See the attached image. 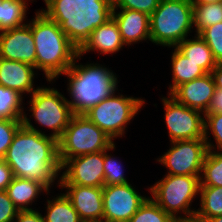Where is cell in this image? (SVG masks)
Instances as JSON below:
<instances>
[{"mask_svg":"<svg viewBox=\"0 0 222 222\" xmlns=\"http://www.w3.org/2000/svg\"><path fill=\"white\" fill-rule=\"evenodd\" d=\"M0 32V58L27 63L36 68L31 23Z\"/></svg>","mask_w":222,"mask_h":222,"instance_id":"cell-14","label":"cell"},{"mask_svg":"<svg viewBox=\"0 0 222 222\" xmlns=\"http://www.w3.org/2000/svg\"><path fill=\"white\" fill-rule=\"evenodd\" d=\"M173 85L169 95L179 86L207 74L196 63L186 58L176 47L172 54Z\"/></svg>","mask_w":222,"mask_h":222,"instance_id":"cell-22","label":"cell"},{"mask_svg":"<svg viewBox=\"0 0 222 222\" xmlns=\"http://www.w3.org/2000/svg\"><path fill=\"white\" fill-rule=\"evenodd\" d=\"M22 96L17 91L0 85V119L22 120Z\"/></svg>","mask_w":222,"mask_h":222,"instance_id":"cell-27","label":"cell"},{"mask_svg":"<svg viewBox=\"0 0 222 222\" xmlns=\"http://www.w3.org/2000/svg\"><path fill=\"white\" fill-rule=\"evenodd\" d=\"M174 222H203V221H199L195 218H192V219H176L174 220Z\"/></svg>","mask_w":222,"mask_h":222,"instance_id":"cell-41","label":"cell"},{"mask_svg":"<svg viewBox=\"0 0 222 222\" xmlns=\"http://www.w3.org/2000/svg\"><path fill=\"white\" fill-rule=\"evenodd\" d=\"M222 113V89L216 88L207 111L203 114Z\"/></svg>","mask_w":222,"mask_h":222,"instance_id":"cell-38","label":"cell"},{"mask_svg":"<svg viewBox=\"0 0 222 222\" xmlns=\"http://www.w3.org/2000/svg\"><path fill=\"white\" fill-rule=\"evenodd\" d=\"M22 120L0 119V159H4Z\"/></svg>","mask_w":222,"mask_h":222,"instance_id":"cell-32","label":"cell"},{"mask_svg":"<svg viewBox=\"0 0 222 222\" xmlns=\"http://www.w3.org/2000/svg\"><path fill=\"white\" fill-rule=\"evenodd\" d=\"M35 67L30 64L0 58V85L11 88L22 95L34 93L33 79Z\"/></svg>","mask_w":222,"mask_h":222,"instance_id":"cell-18","label":"cell"},{"mask_svg":"<svg viewBox=\"0 0 222 222\" xmlns=\"http://www.w3.org/2000/svg\"><path fill=\"white\" fill-rule=\"evenodd\" d=\"M69 189L65 196L70 200L81 221L103 220V193L101 187L60 185Z\"/></svg>","mask_w":222,"mask_h":222,"instance_id":"cell-16","label":"cell"},{"mask_svg":"<svg viewBox=\"0 0 222 222\" xmlns=\"http://www.w3.org/2000/svg\"><path fill=\"white\" fill-rule=\"evenodd\" d=\"M113 92L101 102L91 107L83 115L96 124L111 140L124 133L126 124L134 118L145 102L142 99L114 96ZM125 126V127H124Z\"/></svg>","mask_w":222,"mask_h":222,"instance_id":"cell-8","label":"cell"},{"mask_svg":"<svg viewBox=\"0 0 222 222\" xmlns=\"http://www.w3.org/2000/svg\"><path fill=\"white\" fill-rule=\"evenodd\" d=\"M128 222H174V219L148 198Z\"/></svg>","mask_w":222,"mask_h":222,"instance_id":"cell-29","label":"cell"},{"mask_svg":"<svg viewBox=\"0 0 222 222\" xmlns=\"http://www.w3.org/2000/svg\"><path fill=\"white\" fill-rule=\"evenodd\" d=\"M18 212L6 190L0 191V222H13Z\"/></svg>","mask_w":222,"mask_h":222,"instance_id":"cell-35","label":"cell"},{"mask_svg":"<svg viewBox=\"0 0 222 222\" xmlns=\"http://www.w3.org/2000/svg\"><path fill=\"white\" fill-rule=\"evenodd\" d=\"M201 207L196 211L195 219L207 222L215 216H222V187L200 186Z\"/></svg>","mask_w":222,"mask_h":222,"instance_id":"cell-23","label":"cell"},{"mask_svg":"<svg viewBox=\"0 0 222 222\" xmlns=\"http://www.w3.org/2000/svg\"><path fill=\"white\" fill-rule=\"evenodd\" d=\"M26 9L25 0H0V31L26 25Z\"/></svg>","mask_w":222,"mask_h":222,"instance_id":"cell-24","label":"cell"},{"mask_svg":"<svg viewBox=\"0 0 222 222\" xmlns=\"http://www.w3.org/2000/svg\"><path fill=\"white\" fill-rule=\"evenodd\" d=\"M199 35L206 41L217 63H222V22L203 29Z\"/></svg>","mask_w":222,"mask_h":222,"instance_id":"cell-30","label":"cell"},{"mask_svg":"<svg viewBox=\"0 0 222 222\" xmlns=\"http://www.w3.org/2000/svg\"><path fill=\"white\" fill-rule=\"evenodd\" d=\"M222 22V2L193 4V24L199 34L203 29Z\"/></svg>","mask_w":222,"mask_h":222,"instance_id":"cell-26","label":"cell"},{"mask_svg":"<svg viewBox=\"0 0 222 222\" xmlns=\"http://www.w3.org/2000/svg\"><path fill=\"white\" fill-rule=\"evenodd\" d=\"M81 222H105L103 220H96V221H81Z\"/></svg>","mask_w":222,"mask_h":222,"instance_id":"cell-43","label":"cell"},{"mask_svg":"<svg viewBox=\"0 0 222 222\" xmlns=\"http://www.w3.org/2000/svg\"><path fill=\"white\" fill-rule=\"evenodd\" d=\"M169 99L162 98V101L171 142L204 139L205 119L201 117V111L180 104L171 96Z\"/></svg>","mask_w":222,"mask_h":222,"instance_id":"cell-11","label":"cell"},{"mask_svg":"<svg viewBox=\"0 0 222 222\" xmlns=\"http://www.w3.org/2000/svg\"><path fill=\"white\" fill-rule=\"evenodd\" d=\"M24 114L22 126L14 135L4 160L14 177L42 183L48 190L62 166L58 156V141L32 126Z\"/></svg>","mask_w":222,"mask_h":222,"instance_id":"cell-1","label":"cell"},{"mask_svg":"<svg viewBox=\"0 0 222 222\" xmlns=\"http://www.w3.org/2000/svg\"><path fill=\"white\" fill-rule=\"evenodd\" d=\"M113 141L83 114H74L58 140L61 166L70 158L113 150Z\"/></svg>","mask_w":222,"mask_h":222,"instance_id":"cell-6","label":"cell"},{"mask_svg":"<svg viewBox=\"0 0 222 222\" xmlns=\"http://www.w3.org/2000/svg\"><path fill=\"white\" fill-rule=\"evenodd\" d=\"M15 218L16 222H45L44 217L33 209L19 210Z\"/></svg>","mask_w":222,"mask_h":222,"instance_id":"cell-37","label":"cell"},{"mask_svg":"<svg viewBox=\"0 0 222 222\" xmlns=\"http://www.w3.org/2000/svg\"><path fill=\"white\" fill-rule=\"evenodd\" d=\"M116 14L112 10V18L118 25L124 44H131L140 40H150V16L144 12L120 9Z\"/></svg>","mask_w":222,"mask_h":222,"instance_id":"cell-17","label":"cell"},{"mask_svg":"<svg viewBox=\"0 0 222 222\" xmlns=\"http://www.w3.org/2000/svg\"><path fill=\"white\" fill-rule=\"evenodd\" d=\"M31 31L36 48V69L43 70L52 81L64 74L80 58L79 49L69 40L60 26L43 12H36Z\"/></svg>","mask_w":222,"mask_h":222,"instance_id":"cell-3","label":"cell"},{"mask_svg":"<svg viewBox=\"0 0 222 222\" xmlns=\"http://www.w3.org/2000/svg\"><path fill=\"white\" fill-rule=\"evenodd\" d=\"M14 179L13 171L4 159H0V191L6 190Z\"/></svg>","mask_w":222,"mask_h":222,"instance_id":"cell-36","label":"cell"},{"mask_svg":"<svg viewBox=\"0 0 222 222\" xmlns=\"http://www.w3.org/2000/svg\"><path fill=\"white\" fill-rule=\"evenodd\" d=\"M192 4H213L222 2V0H191Z\"/></svg>","mask_w":222,"mask_h":222,"instance_id":"cell-40","label":"cell"},{"mask_svg":"<svg viewBox=\"0 0 222 222\" xmlns=\"http://www.w3.org/2000/svg\"><path fill=\"white\" fill-rule=\"evenodd\" d=\"M193 25L191 0H160L150 15V41L163 46H177L186 39Z\"/></svg>","mask_w":222,"mask_h":222,"instance_id":"cell-5","label":"cell"},{"mask_svg":"<svg viewBox=\"0 0 222 222\" xmlns=\"http://www.w3.org/2000/svg\"><path fill=\"white\" fill-rule=\"evenodd\" d=\"M207 222H222V216L212 217Z\"/></svg>","mask_w":222,"mask_h":222,"instance_id":"cell-42","label":"cell"},{"mask_svg":"<svg viewBox=\"0 0 222 222\" xmlns=\"http://www.w3.org/2000/svg\"><path fill=\"white\" fill-rule=\"evenodd\" d=\"M102 193L105 222H128L148 199L139 195L129 183L104 186Z\"/></svg>","mask_w":222,"mask_h":222,"instance_id":"cell-12","label":"cell"},{"mask_svg":"<svg viewBox=\"0 0 222 222\" xmlns=\"http://www.w3.org/2000/svg\"><path fill=\"white\" fill-rule=\"evenodd\" d=\"M113 9H130L140 11L149 16L158 7L160 0H111Z\"/></svg>","mask_w":222,"mask_h":222,"instance_id":"cell-34","label":"cell"},{"mask_svg":"<svg viewBox=\"0 0 222 222\" xmlns=\"http://www.w3.org/2000/svg\"><path fill=\"white\" fill-rule=\"evenodd\" d=\"M215 82L211 73L179 85L170 96L189 108L206 112L215 93ZM203 110V111H202Z\"/></svg>","mask_w":222,"mask_h":222,"instance_id":"cell-15","label":"cell"},{"mask_svg":"<svg viewBox=\"0 0 222 222\" xmlns=\"http://www.w3.org/2000/svg\"><path fill=\"white\" fill-rule=\"evenodd\" d=\"M205 118V141L208 147V150H212L213 146L208 141L207 130H211L214 138L216 140V144L218 149H222V113H215V114H204Z\"/></svg>","mask_w":222,"mask_h":222,"instance_id":"cell-33","label":"cell"},{"mask_svg":"<svg viewBox=\"0 0 222 222\" xmlns=\"http://www.w3.org/2000/svg\"><path fill=\"white\" fill-rule=\"evenodd\" d=\"M48 191V189L40 182L27 178L14 177L6 192L18 210H31L25 205L37 197L40 191Z\"/></svg>","mask_w":222,"mask_h":222,"instance_id":"cell-21","label":"cell"},{"mask_svg":"<svg viewBox=\"0 0 222 222\" xmlns=\"http://www.w3.org/2000/svg\"><path fill=\"white\" fill-rule=\"evenodd\" d=\"M171 143L173 146L158 160L170 169L167 175L200 176L208 152L205 139Z\"/></svg>","mask_w":222,"mask_h":222,"instance_id":"cell-10","label":"cell"},{"mask_svg":"<svg viewBox=\"0 0 222 222\" xmlns=\"http://www.w3.org/2000/svg\"><path fill=\"white\" fill-rule=\"evenodd\" d=\"M69 77L68 101L74 114H84L117 89V78L107 68L97 64L75 65L64 73Z\"/></svg>","mask_w":222,"mask_h":222,"instance_id":"cell-4","label":"cell"},{"mask_svg":"<svg viewBox=\"0 0 222 222\" xmlns=\"http://www.w3.org/2000/svg\"><path fill=\"white\" fill-rule=\"evenodd\" d=\"M104 151V186L127 184L123 176L122 166Z\"/></svg>","mask_w":222,"mask_h":222,"instance_id":"cell-31","label":"cell"},{"mask_svg":"<svg viewBox=\"0 0 222 222\" xmlns=\"http://www.w3.org/2000/svg\"><path fill=\"white\" fill-rule=\"evenodd\" d=\"M47 215L45 222H81L78 213L75 211L70 200L61 194L55 200H48Z\"/></svg>","mask_w":222,"mask_h":222,"instance_id":"cell-25","label":"cell"},{"mask_svg":"<svg viewBox=\"0 0 222 222\" xmlns=\"http://www.w3.org/2000/svg\"><path fill=\"white\" fill-rule=\"evenodd\" d=\"M69 100L54 88H36L30 101L32 116L39 124L53 129L50 135L57 141L69 125L74 115Z\"/></svg>","mask_w":222,"mask_h":222,"instance_id":"cell-9","label":"cell"},{"mask_svg":"<svg viewBox=\"0 0 222 222\" xmlns=\"http://www.w3.org/2000/svg\"><path fill=\"white\" fill-rule=\"evenodd\" d=\"M45 4L47 5L49 2H51L52 0H44Z\"/></svg>","mask_w":222,"mask_h":222,"instance_id":"cell-44","label":"cell"},{"mask_svg":"<svg viewBox=\"0 0 222 222\" xmlns=\"http://www.w3.org/2000/svg\"><path fill=\"white\" fill-rule=\"evenodd\" d=\"M211 74L216 88L222 89V63H217Z\"/></svg>","mask_w":222,"mask_h":222,"instance_id":"cell-39","label":"cell"},{"mask_svg":"<svg viewBox=\"0 0 222 222\" xmlns=\"http://www.w3.org/2000/svg\"><path fill=\"white\" fill-rule=\"evenodd\" d=\"M202 172L204 180L200 178V186L222 187V153L208 150Z\"/></svg>","mask_w":222,"mask_h":222,"instance_id":"cell-28","label":"cell"},{"mask_svg":"<svg viewBox=\"0 0 222 222\" xmlns=\"http://www.w3.org/2000/svg\"><path fill=\"white\" fill-rule=\"evenodd\" d=\"M61 168L67 170L60 178V185L104 187V151L70 158Z\"/></svg>","mask_w":222,"mask_h":222,"instance_id":"cell-13","label":"cell"},{"mask_svg":"<svg viewBox=\"0 0 222 222\" xmlns=\"http://www.w3.org/2000/svg\"><path fill=\"white\" fill-rule=\"evenodd\" d=\"M124 45L118 25L113 18L96 28L89 39L79 49V56L92 50L101 53H114Z\"/></svg>","mask_w":222,"mask_h":222,"instance_id":"cell-19","label":"cell"},{"mask_svg":"<svg viewBox=\"0 0 222 222\" xmlns=\"http://www.w3.org/2000/svg\"><path fill=\"white\" fill-rule=\"evenodd\" d=\"M41 10L80 49L91 33L112 18L111 0H52Z\"/></svg>","mask_w":222,"mask_h":222,"instance_id":"cell-2","label":"cell"},{"mask_svg":"<svg viewBox=\"0 0 222 222\" xmlns=\"http://www.w3.org/2000/svg\"><path fill=\"white\" fill-rule=\"evenodd\" d=\"M200 178L193 175H166L150 188L152 200L174 220L192 219L196 211L189 209V205L199 192ZM180 210L186 214L185 218L175 215Z\"/></svg>","mask_w":222,"mask_h":222,"instance_id":"cell-7","label":"cell"},{"mask_svg":"<svg viewBox=\"0 0 222 222\" xmlns=\"http://www.w3.org/2000/svg\"><path fill=\"white\" fill-rule=\"evenodd\" d=\"M196 35L193 40L184 39L176 48L206 73H211L217 65V62L206 41L199 34Z\"/></svg>","mask_w":222,"mask_h":222,"instance_id":"cell-20","label":"cell"}]
</instances>
